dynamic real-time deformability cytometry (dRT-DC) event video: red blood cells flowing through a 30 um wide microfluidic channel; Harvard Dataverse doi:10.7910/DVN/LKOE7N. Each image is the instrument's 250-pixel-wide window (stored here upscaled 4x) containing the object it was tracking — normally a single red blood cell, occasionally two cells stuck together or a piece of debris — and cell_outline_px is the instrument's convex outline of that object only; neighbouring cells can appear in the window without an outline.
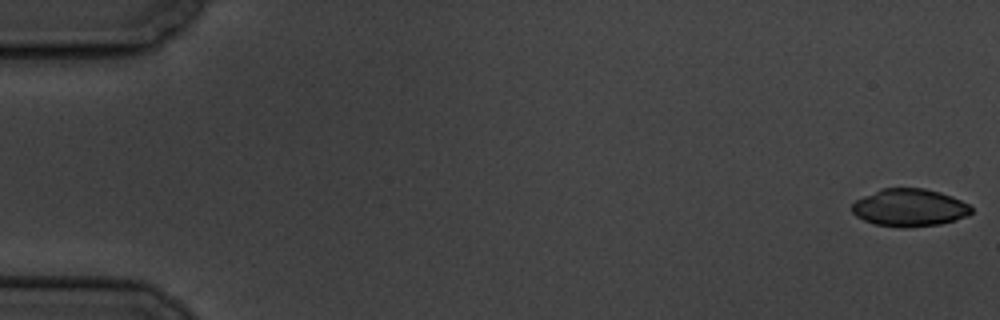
{"species": "common noctule bat (a hibernating species)", "species_latin": "Nyctalus noctula", "temperature_condition": "cold", "stored_images_in_passage": 7, "camera_frame_rate_fps": 3000, "um_per_image_px": 0.085, "animal": {"sex": "male", "body_mass_g": 19.5, "forearm_length_mm": 54.6}, "frame": {"image": 1, "passage_image": 1, "time_ms": 0.0, "image_size_px": [1000, 320], "cell_outline_px": [[972, 212], [968, 216], [956, 220], [940, 224], [904, 228], [900, 228], [876, 224], [864, 220], [856, 216], [852, 212], [852, 204], [856, 200], [880, 188], [924, 188], [940, 192], [952, 196], [968, 204], [972, 208]], "centroid_in_image_um": [77.31, 17.65], "position_along_channel_um": 7.7, "area_um2": 26.24}}
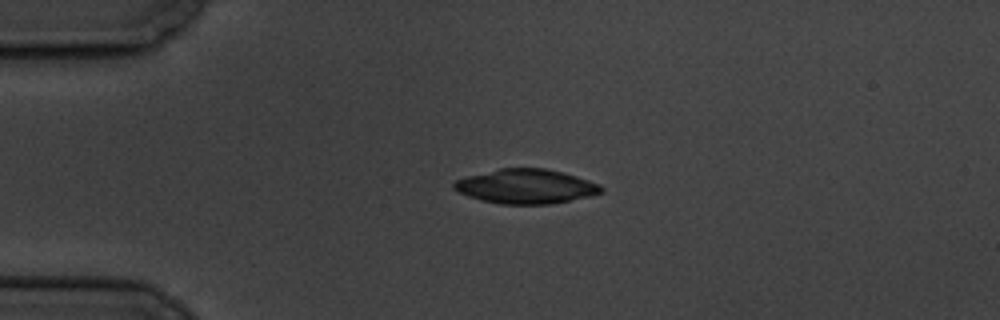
{"frame": {"image": 2, "passage_image": 5, "time_ms": 4.333, "image_size_px": [1000, 320], "cell_outline_px": [[604, 192], [592, 196], [552, 204], [500, 204], [480, 200], [468, 196], [452, 188], [452, 184], [456, 180], [468, 176], [500, 168], [544, 168], [576, 176], [600, 184], [604, 188]], "centroid_in_image_um": [44.73, 15.85], "position_along_channel_um": 40.3, "area_um2": 29.59}}